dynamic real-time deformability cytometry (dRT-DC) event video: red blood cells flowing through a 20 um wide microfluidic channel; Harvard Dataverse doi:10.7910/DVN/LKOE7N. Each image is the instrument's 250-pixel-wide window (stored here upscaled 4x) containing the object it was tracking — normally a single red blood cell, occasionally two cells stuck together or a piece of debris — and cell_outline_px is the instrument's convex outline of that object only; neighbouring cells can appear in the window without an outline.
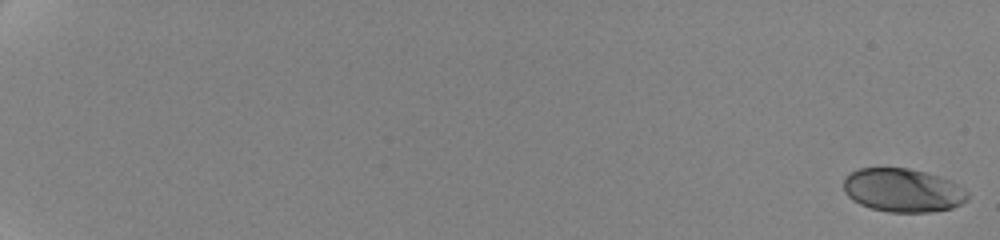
{"species": "human", "species_latin": "Homo sapiens", "temperature_condition": "cold", "stored_images_in_passage": 34, "camera_frame_rate_fps": 3000, "um_per_image_px": 0.085, "donor": {"sex": "female"}, "frame": {"image": 1, "passage_image": 1, "time_ms": 0.0, "image_size_px": [1000, 240], "cell_outline_px": [[968, 200], [952, 208], [928, 212], [888, 212], [872, 208], [860, 204], [852, 200], [844, 192], [844, 180], [852, 172], [860, 168], [908, 168], [940, 176], [956, 184], [968, 192]], "centroid_in_image_um": [76.74, 16.18], "position_along_channel_um": 8.3, "area_um2": 31.27}}
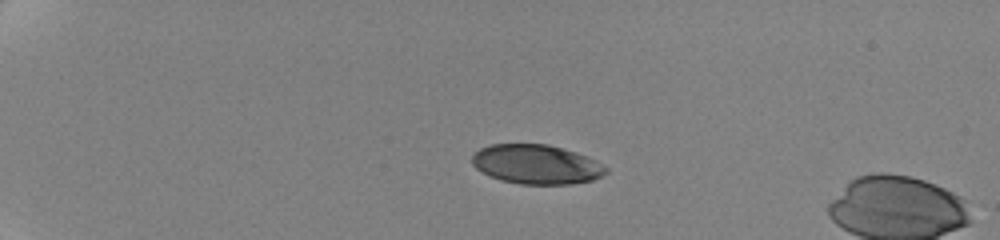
{"frame": {"image": 2, "passage_image": 24, "time_ms": 5.333, "image_size_px": [1000, 240], "cell_outline_px": [[608, 172], [592, 180], [572, 184], [520, 184], [500, 180], [476, 168], [472, 164], [472, 156], [480, 148], [492, 144], [548, 144], [596, 160], [608, 168]], "centroid_in_image_um": [45.59, 13.97], "position_along_channel_um": 39.4, "area_um2": 30.4}}